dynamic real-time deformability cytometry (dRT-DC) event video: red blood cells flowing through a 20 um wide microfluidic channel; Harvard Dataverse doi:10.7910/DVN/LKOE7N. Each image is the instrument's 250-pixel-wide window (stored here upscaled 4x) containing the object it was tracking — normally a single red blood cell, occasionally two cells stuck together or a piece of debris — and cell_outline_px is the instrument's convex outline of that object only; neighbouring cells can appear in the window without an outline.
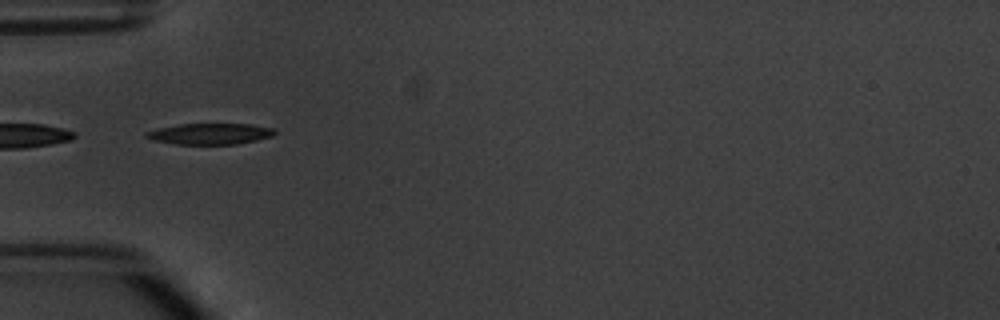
{"species": "common noctule bat (a hibernating species)", "species_latin": "Nyctalus noctula", "temperature_condition": "warm", "stored_images_in_passage": 7, "segment_of_instrument_passage": [2, 2], "camera_frame_rate_fps": 3000, "um_per_image_px": 0.085, "animal": {"sex": "male", "body_mass_g": 20.1, "forearm_length_mm": 53.5}, "frame": {"image": 1, "passage_image": 5, "time_ms": 4.667, "image_size_px": [1000, 320], "cell_outline_px": [[276, 132], [272, 136], [256, 140], [236, 144], [176, 144], [152, 140], [144, 136], [144, 132], [160, 128], [180, 124], [252, 124], [276, 128]], "centroid_in_image_um": [17.87, 11.37], "position_along_channel_um": 67.1, "area_um2": 15.78}}
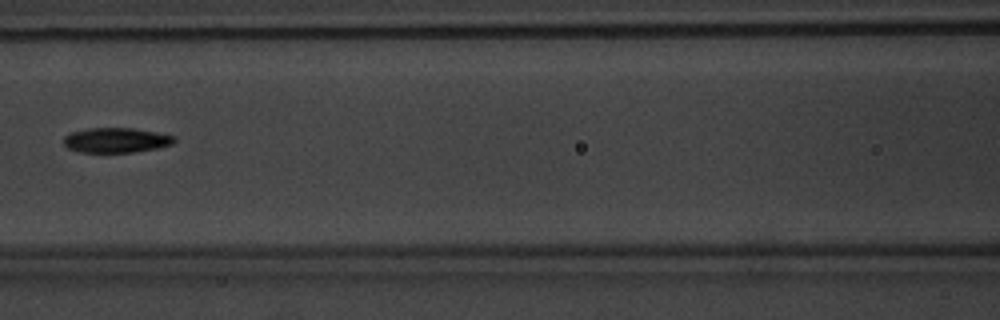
{"frame": {"image": 2, "passage_image": 7, "time_ms": 7.0, "image_size_px": [1000, 320], "cell_outline_px": [[176, 140], [172, 144], [156, 148], [132, 152], [80, 152], [68, 148], [64, 144], [64, 136], [72, 132], [88, 128], [132, 128], [156, 132], [176, 136]], "centroid_in_image_um": [9.87, 11.91], "position_along_channel_um": 156.7, "area_um2": 15.95}}